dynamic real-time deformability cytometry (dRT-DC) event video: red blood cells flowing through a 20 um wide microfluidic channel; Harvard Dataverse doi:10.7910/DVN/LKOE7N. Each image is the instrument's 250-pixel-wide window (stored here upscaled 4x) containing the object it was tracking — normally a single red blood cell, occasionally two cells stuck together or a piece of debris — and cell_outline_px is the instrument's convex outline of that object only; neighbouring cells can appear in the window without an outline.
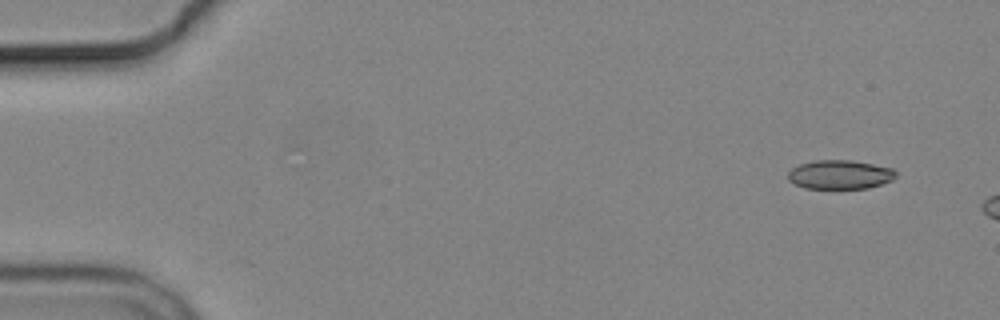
{"species": "common noctule bat (a hibernating species)", "species_latin": "Nyctalus noctula", "temperature_condition": "cold", "stored_images_in_passage": 4, "camera_frame_rate_fps": 3000, "um_per_image_px": 0.085, "animal": {"sex": "male", "body_mass_g": 19.2, "forearm_length_mm": 51.8}, "frame": {"image": 1, "passage_image": 1, "time_ms": 0.0, "image_size_px": [1000, 320], "cell_outline_px": [[896, 176], [892, 180], [868, 188], [804, 188], [788, 180], [788, 172], [792, 168], [800, 164], [816, 160], [852, 160], [892, 168], [896, 172]], "centroid_in_image_um": [71.38, 14.83], "position_along_channel_um": 13.6, "area_um2": 18.09}}